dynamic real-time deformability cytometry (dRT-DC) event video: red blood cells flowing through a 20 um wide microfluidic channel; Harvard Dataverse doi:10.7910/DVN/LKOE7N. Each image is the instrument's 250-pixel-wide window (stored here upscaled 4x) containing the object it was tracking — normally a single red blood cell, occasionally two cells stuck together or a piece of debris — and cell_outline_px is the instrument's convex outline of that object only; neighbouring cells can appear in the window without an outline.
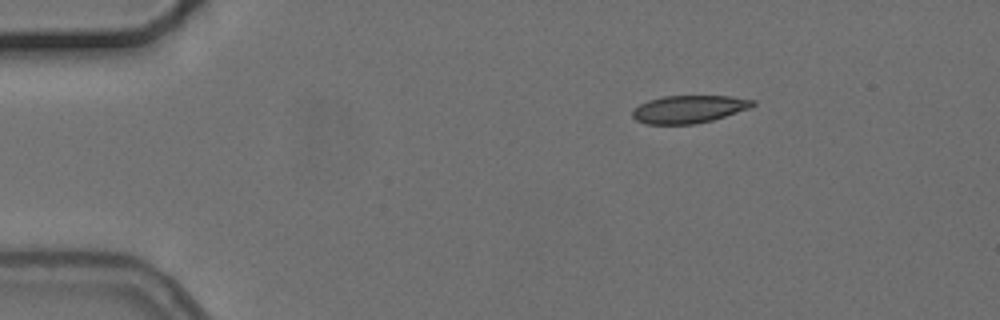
{"species": "common noctule bat (a hibernating species)", "species_latin": "Nyctalus noctula", "temperature_condition": "cold", "stored_images_in_passage": 3, "camera_frame_rate_fps": 3000, "um_per_image_px": 0.085, "animal": {"sex": "female", "body_mass_g": 24.6, "forearm_length_mm": 56.2}, "frame": {"image": 1, "passage_image": 1, "time_ms": 0.0, "image_size_px": [1000, 320], "cell_outline_px": [[756, 104], [752, 108], [712, 120], [696, 124], [644, 124], [636, 120], [632, 116], [632, 112], [640, 104], [648, 100], [664, 96], [732, 96], [756, 100]], "centroid_in_image_um": [58.6, 9.28], "position_along_channel_um": 26.4, "area_um2": 19.54}}